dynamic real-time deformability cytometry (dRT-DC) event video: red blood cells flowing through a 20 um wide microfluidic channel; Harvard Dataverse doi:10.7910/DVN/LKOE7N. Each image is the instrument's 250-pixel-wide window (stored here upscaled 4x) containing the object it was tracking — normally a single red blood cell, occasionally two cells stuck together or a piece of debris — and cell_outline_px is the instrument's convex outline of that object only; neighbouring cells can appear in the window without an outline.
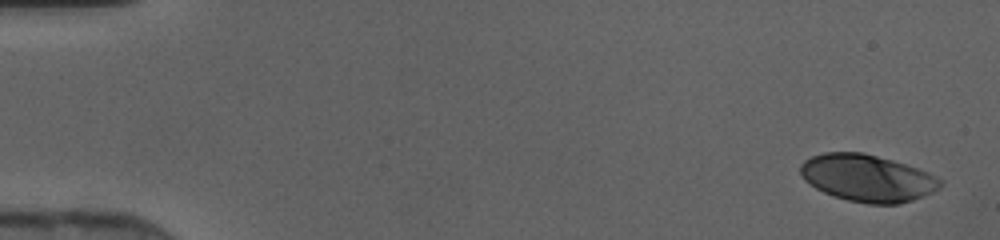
{"species": "human", "species_latin": "Homo sapiens", "temperature_condition": "cold", "stored_images_in_passage": 46, "camera_frame_rate_fps": 3000, "um_per_image_px": 0.085, "donor": {"sex": "female"}, "frame": {"image": 1, "passage_image": 2, "time_ms": 0.333, "image_size_px": [1000, 240], "cell_outline_px": [[944, 184], [940, 188], [932, 192], [912, 200], [896, 204], [868, 204], [848, 200], [824, 192], [816, 188], [804, 180], [800, 172], [800, 164], [804, 160], [812, 156], [824, 152], [864, 152], [892, 160], [928, 172], [944, 180]], "centroid_in_image_um": [73.73, 15.13], "position_along_channel_um": 11.3, "area_um2": 38.32}}
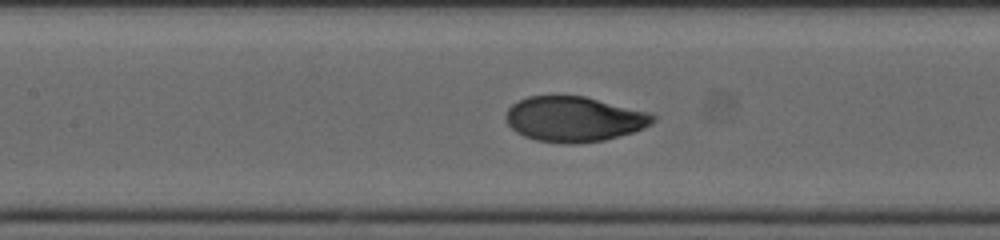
{"frame": {"image": 2, "passage_image": 22, "time_ms": 7.0, "image_size_px": [1000, 240], "cell_outline_px": [[656, 120], [652, 124], [644, 128], [632, 132], [604, 140], [576, 144], [564, 144], [536, 140], [524, 136], [516, 132], [508, 124], [504, 116], [508, 108], [512, 104], [528, 96], [584, 96], [648, 112], [656, 116]], "centroid_in_image_um": [48.79, 10.13], "position_along_channel_um": 158.6, "area_um2": 38.73}}
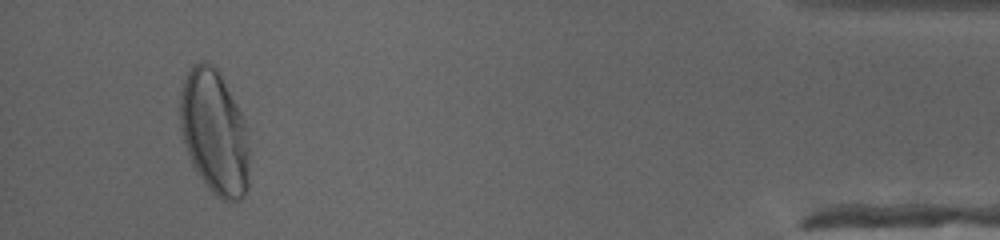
{"frame": {"image": 3, "passage_image": 44, "time_ms": 14.333, "image_size_px": [1000, 240], "cell_outline_px": [[248, 188], [244, 196], [240, 200], [224, 200], [216, 196], [204, 184], [196, 172], [192, 164], [184, 144], [180, 124], [180, 92], [184, 80], [192, 64], [200, 60], [208, 60], [216, 68], [240, 112], [248, 128]], "centroid_in_image_um": [18.22, 11.25], "position_along_channel_um": 417.0, "area_um2": 50.29}}